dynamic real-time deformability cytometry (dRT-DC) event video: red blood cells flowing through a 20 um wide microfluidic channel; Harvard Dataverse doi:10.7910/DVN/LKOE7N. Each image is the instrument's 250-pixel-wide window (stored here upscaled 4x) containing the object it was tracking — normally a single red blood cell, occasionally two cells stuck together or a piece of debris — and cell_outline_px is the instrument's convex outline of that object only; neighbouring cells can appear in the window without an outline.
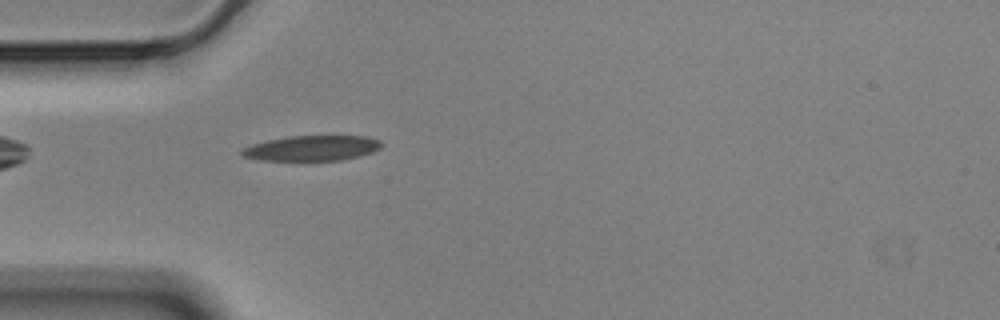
{"species": "Egyptian fruit bat (a non-hibernating species)", "species_latin": "Rousettus aegyptiacus", "temperature_condition": "cold", "stored_images_in_passage": 36, "camera_frame_rate_fps": 3000, "um_per_image_px": 0.085, "animal": {"sex": "male"}, "frame": {"image": 1, "passage_image": 3, "time_ms": 0.667, "image_size_px": [1000, 320], "cell_outline_px": [[380, 148], [372, 152], [340, 160], [260, 160], [240, 156], [240, 148], [252, 144], [268, 140], [288, 136], [368, 136], [380, 140]], "centroid_in_image_um": [26.44, 12.59], "position_along_channel_um": 58.6, "area_um2": 20.46}}
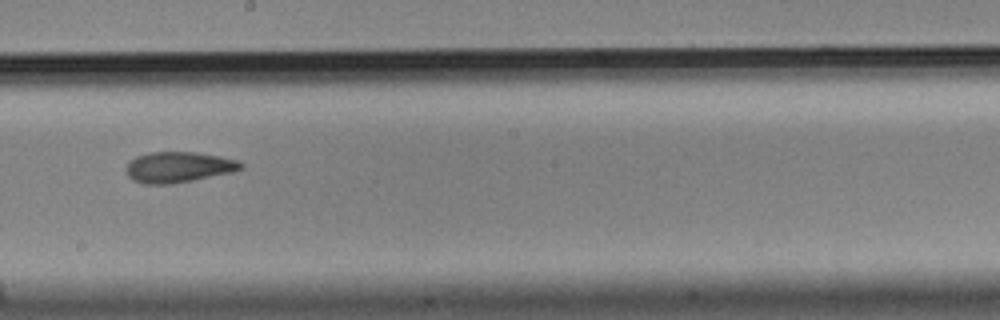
{"frame": {"image": 2, "passage_image": 18, "time_ms": 5.667, "image_size_px": [1000, 320], "cell_outline_px": [[244, 168], [232, 172], [172, 184], [144, 184], [132, 180], [128, 176], [124, 168], [128, 160], [136, 156], [148, 152], [196, 152], [220, 156], [240, 160], [244, 164]], "centroid_in_image_um": [15.14, 14.2], "position_along_channel_um": 233.1, "area_um2": 20.87}}
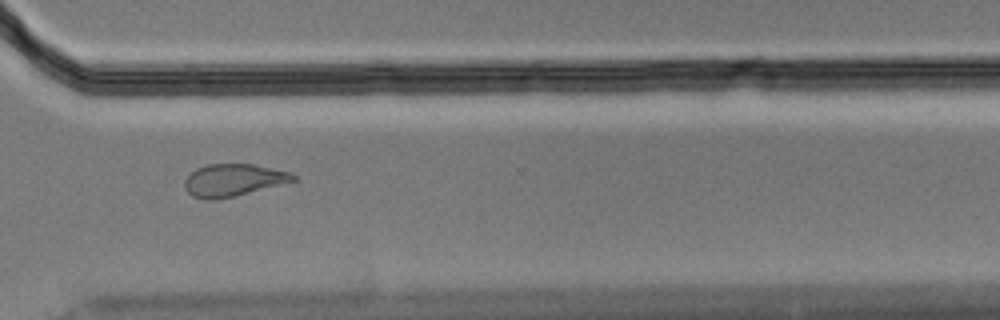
{"frame": {"image": 3, "passage_image": 28, "time_ms": 9.0, "image_size_px": [1000, 320], "cell_outline_px": [[296, 180], [232, 196], [212, 200], [204, 200], [192, 196], [184, 188], [184, 180], [196, 168], [208, 164], [252, 164], [288, 172], [296, 176]], "centroid_in_image_um": [19.75, 15.31], "position_along_channel_um": 350.8, "area_um2": 20.0}, "authors_computed_cell_mechanics": {"area_um2": 20.8369, "velocity_mm_per_s": 3.5367, "shape_relaxation_time_tau1_ms": 5.62, "shape_relaxation_time_tau2_ms": 3.0908, "deformation_change_tau1": 0.1823, "deformation_change_tau2": 0.1057}}